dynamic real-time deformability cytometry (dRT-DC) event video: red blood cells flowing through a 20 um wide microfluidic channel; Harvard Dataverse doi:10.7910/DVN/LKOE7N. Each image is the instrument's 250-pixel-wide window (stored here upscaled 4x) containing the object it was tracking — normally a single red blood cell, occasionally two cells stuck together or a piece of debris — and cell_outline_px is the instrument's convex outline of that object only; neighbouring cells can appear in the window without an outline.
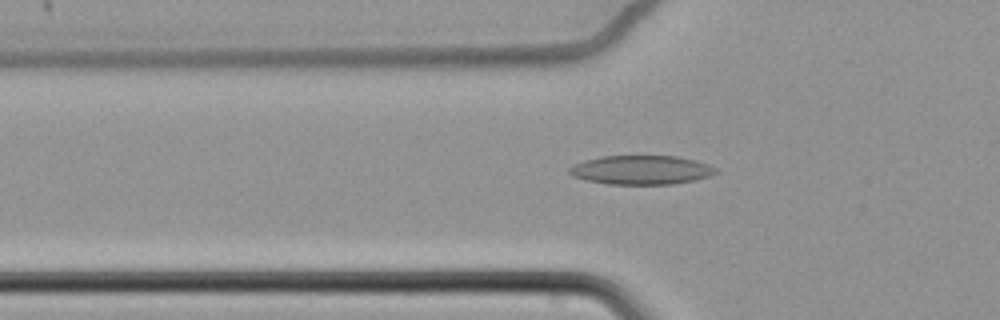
{"species": "common noctule bat (a hibernating species)", "species_latin": "Nyctalus noctula", "temperature_condition": "cold", "stored_images_in_passage": 50, "camera_frame_rate_fps": 3000, "um_per_image_px": 0.085, "animal": {"sex": "female", "body_mass_g": 22.7, "forearm_length_mm": 54.2}, "frame": {"image": 1, "passage_image": 10, "time_ms": 3.0, "image_size_px": [1000, 320], "cell_outline_px": [[720, 172], [708, 176], [692, 180], [672, 184], [608, 184], [588, 180], [572, 176], [568, 172], [568, 168], [572, 164], [584, 160], [600, 156], [676, 156], [696, 160], [708, 164], [716, 168]], "centroid_in_image_um": [54.48, 14.44], "position_along_channel_um": 71.3, "area_um2": 24.8}}
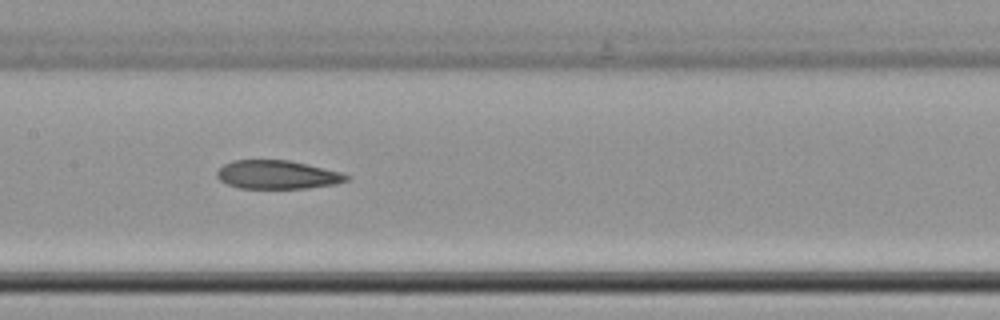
{"frame": {"image": 2, "passage_image": 20, "time_ms": 6.333, "image_size_px": [1000, 320], "cell_outline_px": [[352, 176], [348, 180], [336, 184], [308, 188], [240, 188], [228, 184], [220, 180], [216, 176], [216, 172], [224, 164], [232, 160], [288, 160], [308, 164], [340, 172]], "centroid_in_image_um": [23.58, 14.85], "position_along_channel_um": 183.8, "area_um2": 21.56}}
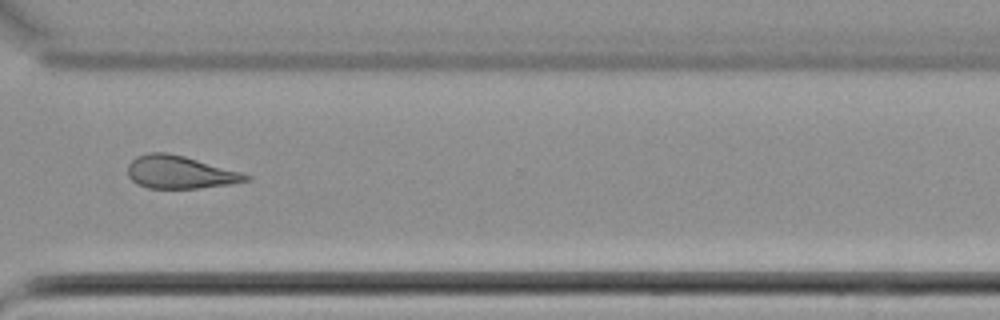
{"frame": {"image": 3, "passage_image": 35, "time_ms": 11.333, "image_size_px": [1000, 320], "cell_outline_px": [[252, 180], [232, 184], [200, 188], [148, 188], [136, 184], [128, 176], [128, 164], [136, 156], [148, 152], [164, 152], [184, 156], [240, 172], [252, 176]], "centroid_in_image_um": [15.29, 14.64], "position_along_channel_um": 355.3, "area_um2": 22.6}, "authors_computed_cell_mechanics": {"area_um2": 22.8599, "velocity_mm_per_s": 3.4208, "shape_relaxation_time_tau1_ms": null, "shape_relaxation_time_tau2_ms": 4.5716, "deformation_change_tau1": null, "deformation_change_tau2": 0.1258}}